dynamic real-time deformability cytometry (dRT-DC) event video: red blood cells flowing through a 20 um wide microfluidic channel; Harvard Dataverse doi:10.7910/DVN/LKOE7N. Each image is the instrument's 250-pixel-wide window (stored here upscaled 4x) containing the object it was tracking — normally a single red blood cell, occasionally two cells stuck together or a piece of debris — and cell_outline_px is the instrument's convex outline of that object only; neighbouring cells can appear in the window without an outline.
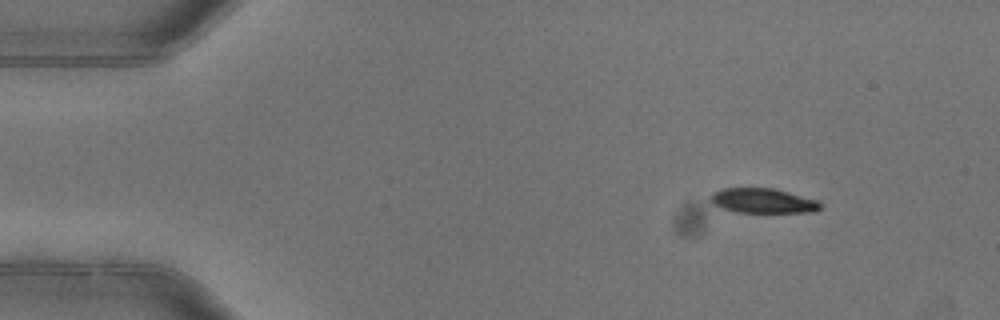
{"species": "common noctule bat (a hibernating species)", "species_latin": "Nyctalus noctula", "temperature_condition": "warm", "stored_images_in_passage": 4, "camera_frame_rate_fps": 3000, "um_per_image_px": 0.085, "animal": {"sex": "female"}, "frame": {"image": 1, "passage_image": 1, "time_ms": 0.0, "image_size_px": [1000, 320], "cell_outline_px": [[820, 208], [812, 212], [736, 212], [720, 208], [712, 204], [708, 200], [708, 196], [712, 192], [720, 188], [776, 188], [816, 200], [820, 204]], "centroid_in_image_um": [64.74, 17.05], "position_along_channel_um": 20.3, "area_um2": 16.01}}
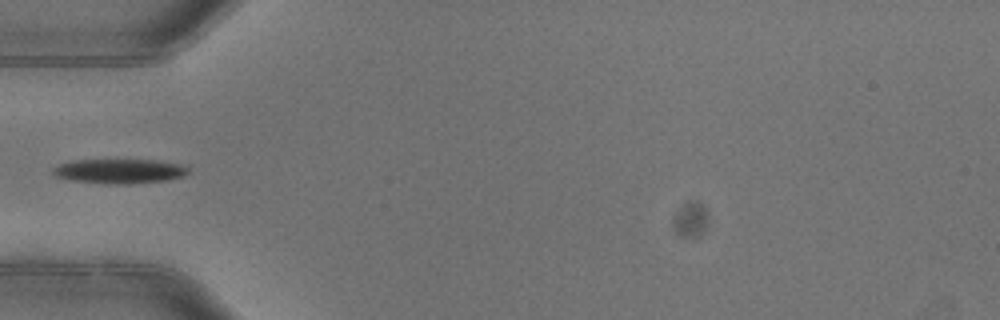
{"frame": {"image": 2, "passage_image": 4, "time_ms": 1.0, "image_size_px": [1000, 320], "cell_outline_px": [[188, 172], [184, 176], [168, 180], [128, 184], [104, 184], [72, 180], [56, 176], [52, 172], [52, 168], [60, 164], [72, 160], [156, 160], [188, 164]], "centroid_in_image_um": [10.21, 14.54], "position_along_channel_um": 74.8, "area_um2": 19.59}}